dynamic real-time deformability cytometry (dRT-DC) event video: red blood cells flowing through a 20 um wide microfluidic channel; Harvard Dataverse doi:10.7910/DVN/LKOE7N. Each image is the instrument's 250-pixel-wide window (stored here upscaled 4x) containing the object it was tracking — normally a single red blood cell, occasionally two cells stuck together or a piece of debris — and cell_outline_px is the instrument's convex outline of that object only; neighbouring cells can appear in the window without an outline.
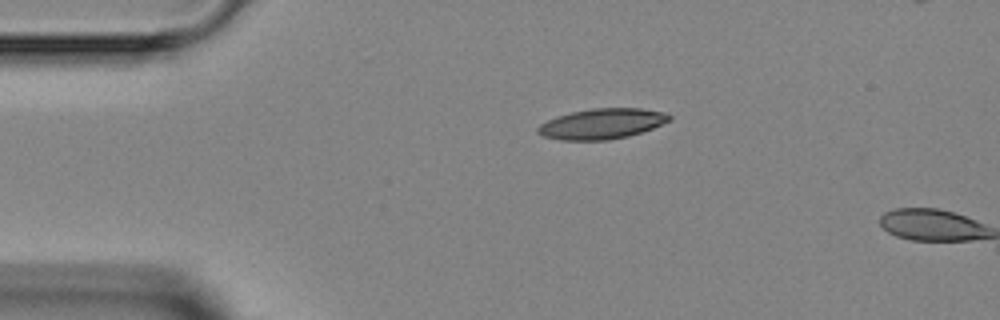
{"species": "Egyptian fruit bat (a non-hibernating species)", "species_latin": "Rousettus aegyptiacus", "temperature_condition": "room temperature", "stored_images_in_passage": 2, "camera_frame_rate_fps": 3000, "um_per_image_px": 0.085, "animal": {"sex": "female"}, "frame": {"image": 1, "passage_image": 1, "time_ms": 0.0, "image_size_px": [1000, 320], "cell_outline_px": [[672, 120], [652, 128], [628, 136], [608, 140], [560, 140], [544, 136], [536, 132], [536, 128], [540, 124], [556, 116], [572, 112], [592, 108], [640, 108], [668, 112], [672, 116]], "centroid_in_image_um": [51.18, 10.51], "position_along_channel_um": 33.8, "area_um2": 23.41}}